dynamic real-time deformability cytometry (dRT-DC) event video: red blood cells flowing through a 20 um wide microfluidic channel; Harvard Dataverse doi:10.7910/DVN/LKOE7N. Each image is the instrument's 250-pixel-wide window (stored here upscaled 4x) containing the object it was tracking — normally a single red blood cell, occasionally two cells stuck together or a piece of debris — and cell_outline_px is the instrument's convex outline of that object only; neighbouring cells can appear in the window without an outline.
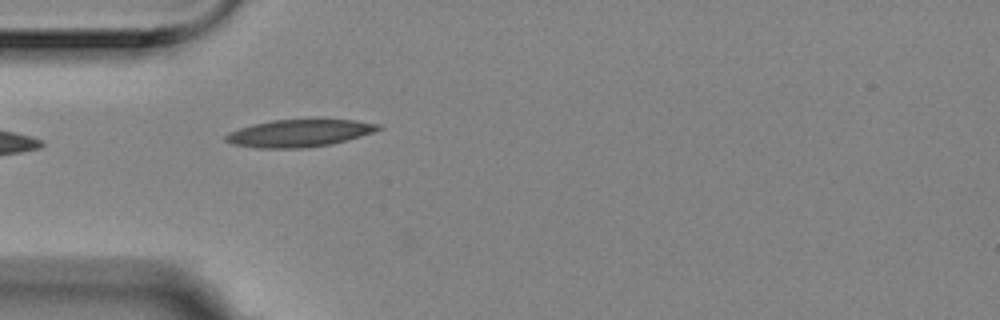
{"species": "Egyptian fruit bat (a non-hibernating species)", "species_latin": "Rousettus aegyptiacus", "temperature_condition": "room temperature", "stored_images_in_passage": 3, "camera_frame_rate_fps": 3000, "um_per_image_px": 0.085, "animal": {"sex": "female"}, "frame": {"image": 1, "passage_image": 2, "time_ms": 0.333, "image_size_px": [1000, 320], "cell_outline_px": [[384, 128], [360, 136], [332, 144], [300, 148], [256, 148], [232, 144], [224, 140], [224, 136], [228, 132], [252, 124], [272, 120], [316, 116], [356, 120], [380, 124]], "centroid_in_image_um": [25.47, 11.26], "position_along_channel_um": 59.5, "area_um2": 25.43}}
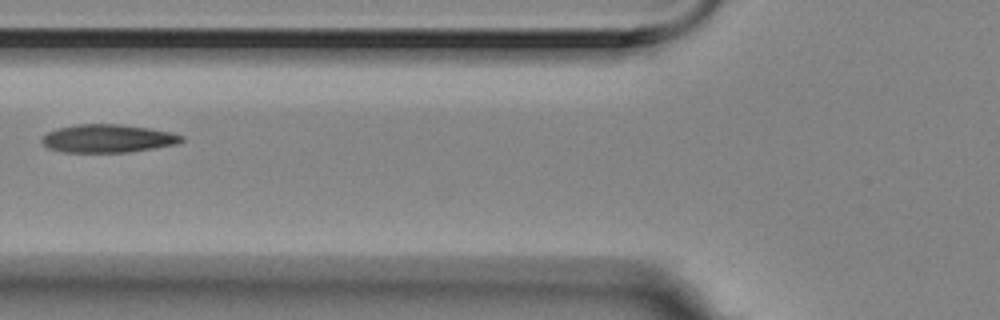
{"frame": {"image": 2, "passage_image": 3, "time_ms": 0.667, "image_size_px": [1000, 320], "cell_outline_px": [[184, 140], [176, 144], [128, 152], [64, 152], [48, 148], [40, 140], [48, 132], [56, 128], [76, 124], [120, 124], [148, 128], [172, 132], [184, 136]], "centroid_in_image_um": [9.16, 11.76], "position_along_channel_um": 116.6, "area_um2": 22.83}}